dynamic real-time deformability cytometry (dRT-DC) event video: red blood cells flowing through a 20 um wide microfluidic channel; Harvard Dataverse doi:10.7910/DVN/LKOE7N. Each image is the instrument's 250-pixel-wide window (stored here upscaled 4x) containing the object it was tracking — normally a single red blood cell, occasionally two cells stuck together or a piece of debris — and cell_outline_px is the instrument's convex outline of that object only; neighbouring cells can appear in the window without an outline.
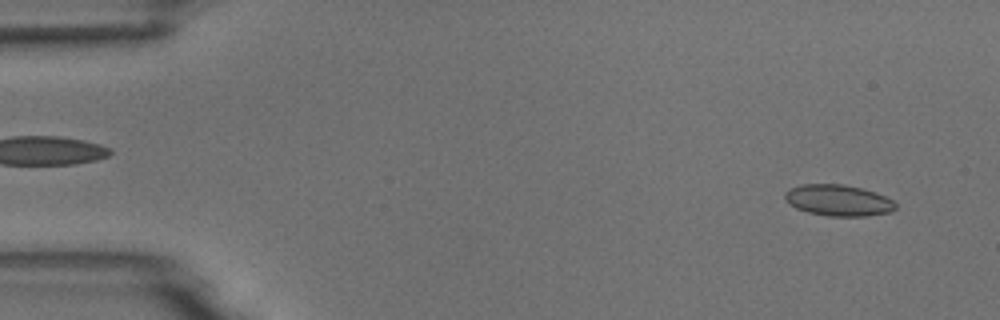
{"species": "common noctule bat (a hibernating species)", "species_latin": "Nyctalus noctula", "temperature_condition": "room temperature", "stored_images_in_passage": 23, "camera_frame_rate_fps": 3000, "um_per_image_px": 0.085, "animal": {"sex": "male", "body_mass_g": 18.8}, "frame": {"image": 1, "passage_image": 3, "time_ms": 0.667, "image_size_px": [1000, 320], "cell_outline_px": [[896, 208], [892, 212], [868, 216], [828, 216], [808, 212], [796, 208], [784, 196], [784, 192], [788, 188], [804, 184], [844, 184], [876, 192], [892, 200], [896, 204]], "centroid_in_image_um": [71.28, 17.03], "position_along_channel_um": 13.7, "area_um2": 20.11}}
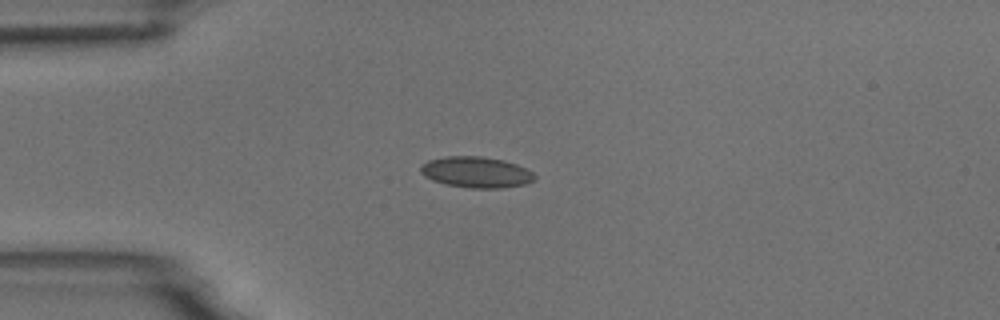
{"frame": {"image": 2, "passage_image": 13, "time_ms": 4.0, "image_size_px": [1000, 320], "cell_outline_px": [[536, 180], [524, 184], [500, 188], [472, 188], [448, 184], [432, 180], [424, 176], [420, 172], [420, 164], [428, 160], [444, 156], [480, 156], [504, 160], [516, 164], [532, 172], [536, 176]], "centroid_in_image_um": [40.45, 14.62], "position_along_channel_um": 44.5, "area_um2": 20.58}}
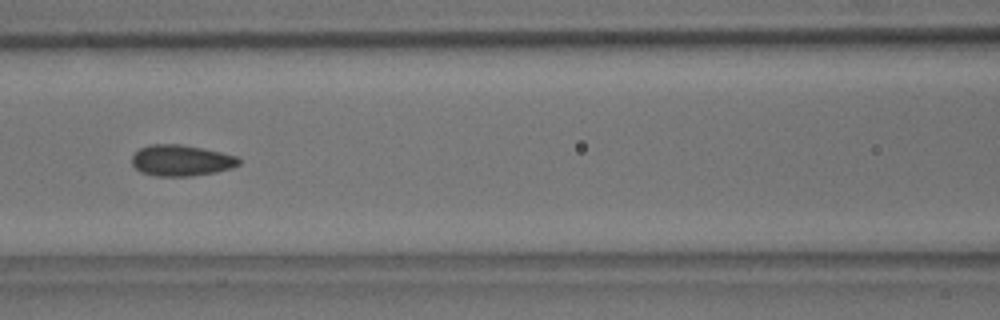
{"frame": {"image": 3, "passage_image": 23, "time_ms": 7.333, "image_size_px": [1000, 320], "cell_outline_px": [[240, 164], [232, 168], [216, 172], [192, 176], [156, 176], [140, 172], [132, 164], [132, 156], [140, 148], [148, 144], [180, 144], [204, 148], [236, 156], [240, 160]], "centroid_in_image_um": [15.4, 13.64], "position_along_channel_um": 151.2, "area_um2": 19.48}}